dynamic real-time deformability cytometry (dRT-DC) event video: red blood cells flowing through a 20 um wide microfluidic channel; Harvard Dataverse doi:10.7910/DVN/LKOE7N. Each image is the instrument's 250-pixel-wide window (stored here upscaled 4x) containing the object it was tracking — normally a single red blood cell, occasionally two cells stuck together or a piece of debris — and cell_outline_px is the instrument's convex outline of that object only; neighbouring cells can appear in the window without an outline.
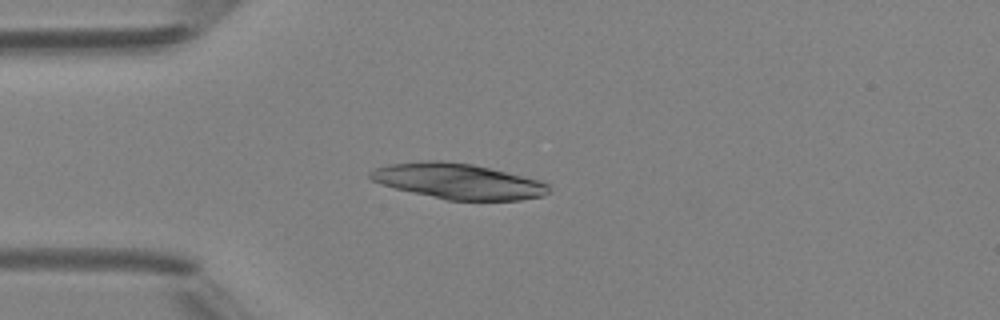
{"species": "Egyptian fruit bat (a non-hibernating species)", "species_latin": "Rousettus aegyptiacus", "temperature_condition": "room temperature", "stored_images_in_passage": 3, "camera_frame_rate_fps": 3000, "um_per_image_px": 0.085, "animal": {"sex": "female"}, "frame": {"image": 1, "passage_image": 3, "time_ms": 2.333, "image_size_px": [1000, 320], "cell_outline_px": [[548, 192], [544, 196], [520, 200], [448, 200], [412, 192], [396, 188], [372, 180], [368, 176], [368, 172], [376, 168], [388, 164], [424, 160], [444, 160], [472, 164], [540, 180], [548, 184]], "centroid_in_image_um": [38.93, 15.39], "position_along_channel_um": 46.1, "area_um2": 36.7}}